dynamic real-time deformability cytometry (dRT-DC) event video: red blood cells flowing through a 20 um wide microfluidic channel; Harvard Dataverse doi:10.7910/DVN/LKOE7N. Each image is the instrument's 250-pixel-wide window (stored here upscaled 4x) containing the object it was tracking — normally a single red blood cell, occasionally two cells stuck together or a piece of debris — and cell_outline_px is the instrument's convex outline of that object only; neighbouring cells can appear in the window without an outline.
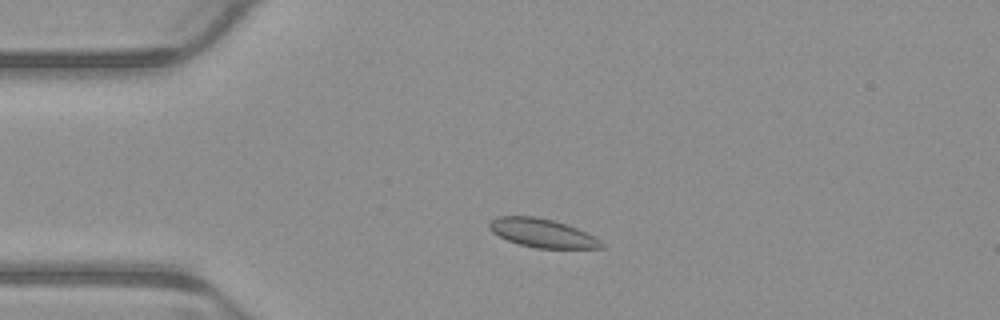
{"species": "common noctule bat (a hibernating species)", "species_latin": "Nyctalus noctula", "temperature_condition": "warm", "stored_images_in_passage": 8, "camera_frame_rate_fps": 3000, "um_per_image_px": 0.085, "animal": {"sex": "male", "body_mass_g": 23.1, "forearm_length_mm": 52.7}, "frame": {"image": 1, "passage_image": 3, "time_ms": 0.667, "image_size_px": [1000, 320], "cell_outline_px": [[604, 248], [536, 248], [520, 244], [508, 240], [492, 232], [488, 228], [488, 224], [496, 216], [536, 216], [552, 220], [576, 228], [600, 240], [604, 244]], "centroid_in_image_um": [46.06, 19.8], "position_along_channel_um": 38.9, "area_um2": 18.44}}
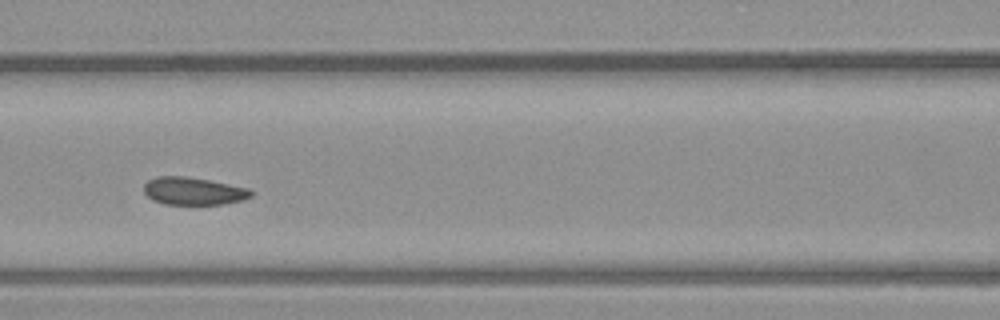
{"frame": {"image": 2, "passage_image": 6, "time_ms": 1.667, "image_size_px": [1000, 320], "cell_outline_px": [[256, 192], [252, 196], [244, 200], [220, 204], [164, 204], [152, 200], [144, 192], [144, 184], [148, 180], [156, 176], [188, 176], [248, 188]], "centroid_in_image_um": [16.45, 16.24], "position_along_channel_um": 150.2, "area_um2": 17.34}}
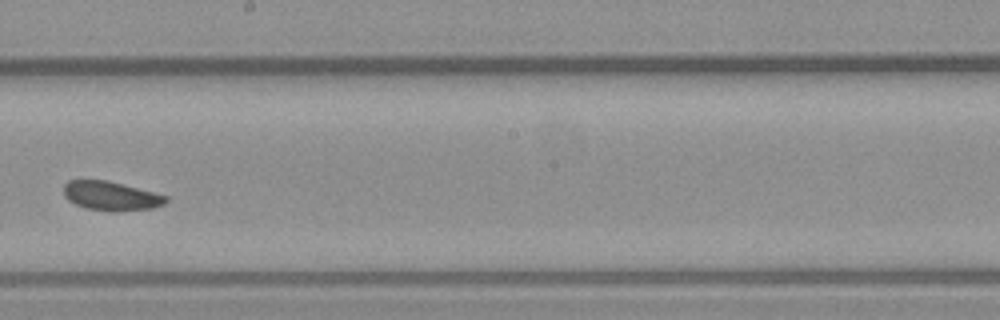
{"frame": {"image": 3, "passage_image": 8, "time_ms": 2.333, "image_size_px": [1000, 320], "cell_outline_px": [[168, 200], [164, 204], [152, 208], [116, 212], [112, 212], [84, 208], [68, 200], [64, 196], [64, 184], [68, 180], [108, 180], [168, 196]], "centroid_in_image_um": [9.42, 16.66], "position_along_channel_um": 238.8, "area_um2": 17.46}}